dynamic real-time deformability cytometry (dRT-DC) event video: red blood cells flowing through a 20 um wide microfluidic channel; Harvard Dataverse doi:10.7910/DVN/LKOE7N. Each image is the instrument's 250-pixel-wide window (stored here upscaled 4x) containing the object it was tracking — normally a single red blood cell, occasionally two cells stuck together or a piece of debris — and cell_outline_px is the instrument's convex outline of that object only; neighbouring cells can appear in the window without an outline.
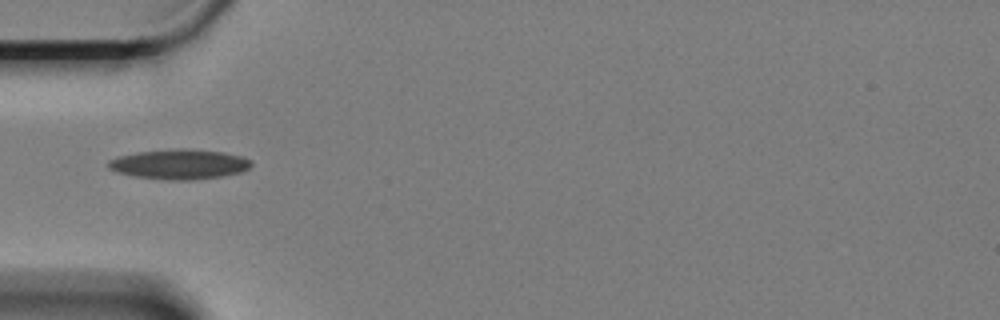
{"species": "Egyptian fruit bat (a non-hibernating species)", "species_latin": "Rousettus aegyptiacus", "temperature_condition": "cold", "stored_images_in_passage": 42, "camera_frame_rate_fps": 3000, "um_per_image_px": 0.085, "animal": {"sex": "female"}, "frame": {"image": 1, "passage_image": 1, "time_ms": 0.0, "image_size_px": [1000, 320], "cell_outline_px": [[252, 164], [248, 168], [240, 172], [220, 176], [192, 180], [164, 180], [132, 176], [116, 172], [108, 168], [108, 160], [120, 156], [136, 152], [180, 148], [184, 148], [220, 152], [240, 156], [252, 160]], "centroid_in_image_um": [15.2, 13.96], "position_along_channel_um": 69.8, "area_um2": 24.85}}
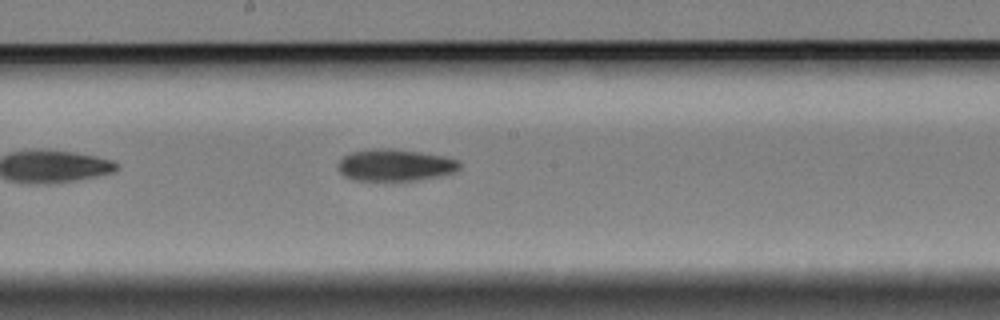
{"frame": {"image": 2, "passage_image": 14, "time_ms": 4.333, "image_size_px": [1000, 320], "cell_outline_px": [[460, 168], [456, 172], [440, 176], [420, 180], [352, 180], [344, 176], [340, 172], [340, 160], [344, 156], [352, 152], [388, 148], [416, 152], [440, 156], [456, 160], [460, 164]], "centroid_in_image_um": [33.6, 14.06], "position_along_channel_um": 214.6, "area_um2": 22.02}}
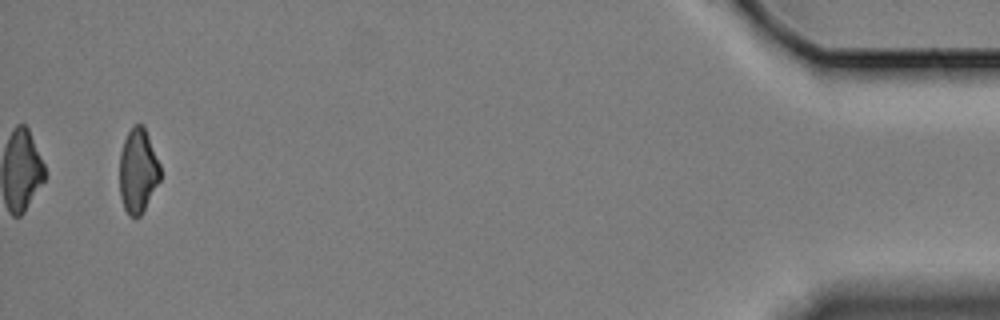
{"frame": {"image": 3, "passage_image": 40, "time_ms": 13.0, "image_size_px": [1000, 320], "cell_outline_px": [[160, 180], [140, 216], [128, 216], [124, 208], [120, 196], [120, 152], [124, 140], [128, 132], [136, 124], [144, 124], [160, 164]], "centroid_in_image_um": [11.73, 14.5], "position_along_channel_um": 423.5, "area_um2": 19.94}, "authors_computed_cell_mechanics": {"area_um2": 22.0218, "velocity_mm_per_s": 3.3195, "shape_relaxation_time_tau1_ms": 7.0202, "shape_relaxation_time_tau2_ms": 6.9231, "deformation_change_tau1": 0.1478, "deformation_change_tau2": 0.1431}}